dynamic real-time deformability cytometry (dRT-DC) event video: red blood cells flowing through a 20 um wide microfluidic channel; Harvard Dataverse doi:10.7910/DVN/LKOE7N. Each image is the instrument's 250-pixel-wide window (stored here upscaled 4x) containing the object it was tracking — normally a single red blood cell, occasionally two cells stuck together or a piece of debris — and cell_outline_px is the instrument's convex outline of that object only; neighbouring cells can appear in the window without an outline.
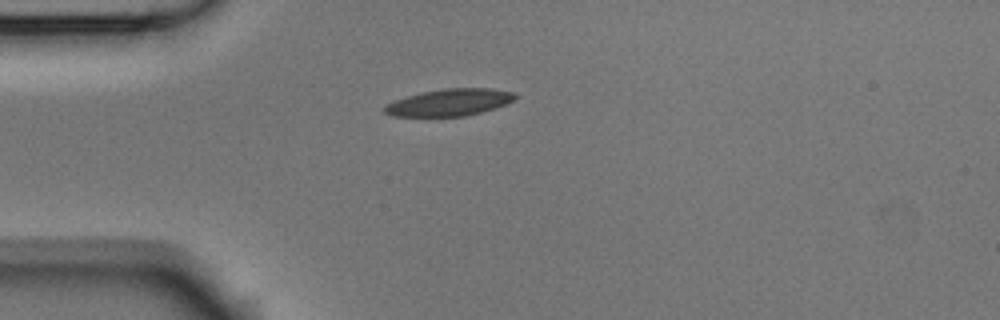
{"species": "Egyptian fruit bat (a non-hibernating species)", "species_latin": "Rousettus aegyptiacus", "temperature_condition": "room temperature", "stored_images_in_passage": 34, "camera_frame_rate_fps": 3000, "um_per_image_px": 0.085, "animal": {"sex": "male"}, "frame": {"image": 1, "passage_image": 1, "time_ms": 0.0, "image_size_px": [1000, 320], "cell_outline_px": [[516, 100], [480, 112], [464, 116], [392, 116], [384, 112], [384, 108], [388, 104], [396, 100], [420, 92], [444, 88], [492, 88], [512, 92], [516, 96]], "centroid_in_image_um": [38.21, 8.69], "position_along_channel_um": 46.8, "area_um2": 20.23}}
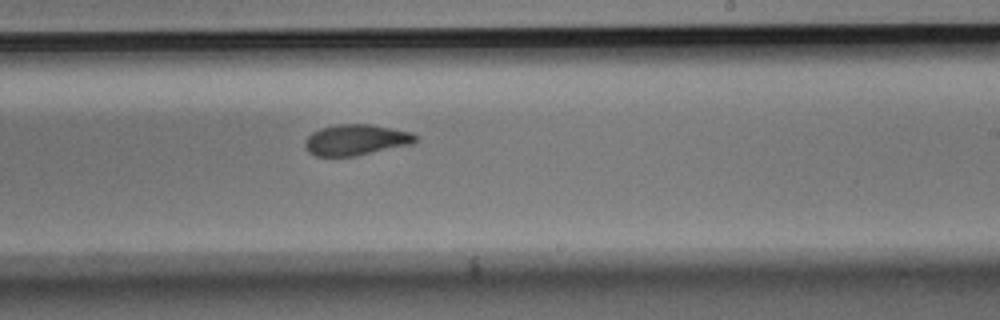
{"frame": {"image": 2, "passage_image": 19, "time_ms": 6.0, "image_size_px": [1000, 320], "cell_outline_px": [[420, 136], [412, 144], [356, 156], [316, 156], [308, 152], [304, 144], [304, 140], [312, 132], [320, 128], [336, 124], [372, 124], [412, 132]], "centroid_in_image_um": [30.27, 11.88], "position_along_channel_um": 258.7, "area_um2": 20.11}}
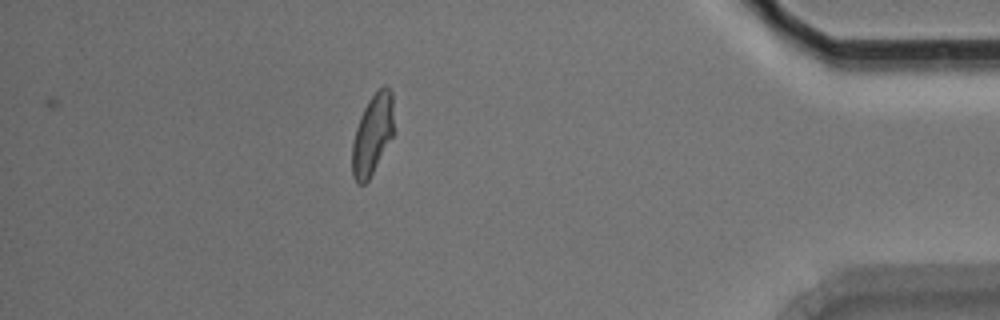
{"frame": {"image": 3, "passage_image": 34, "time_ms": 11.0, "image_size_px": [1000, 320], "cell_outline_px": [[392, 136], [368, 180], [364, 184], [356, 184], [352, 176], [352, 144], [356, 128], [360, 116], [368, 100], [384, 84], [388, 84], [392, 92]], "centroid_in_image_um": [31.63, 11.42], "position_along_channel_um": 403.6, "area_um2": 19.19}, "authors_computed_cell_mechanics": {"area_um2": 20.3745, "velocity_mm_per_s": 3.7768, "shape_relaxation_time_tau1_ms": 5.847, "shape_relaxation_time_tau2_ms": 2.2314, "deformation_change_tau1": 0.159, "deformation_change_tau2": 0.0745}}